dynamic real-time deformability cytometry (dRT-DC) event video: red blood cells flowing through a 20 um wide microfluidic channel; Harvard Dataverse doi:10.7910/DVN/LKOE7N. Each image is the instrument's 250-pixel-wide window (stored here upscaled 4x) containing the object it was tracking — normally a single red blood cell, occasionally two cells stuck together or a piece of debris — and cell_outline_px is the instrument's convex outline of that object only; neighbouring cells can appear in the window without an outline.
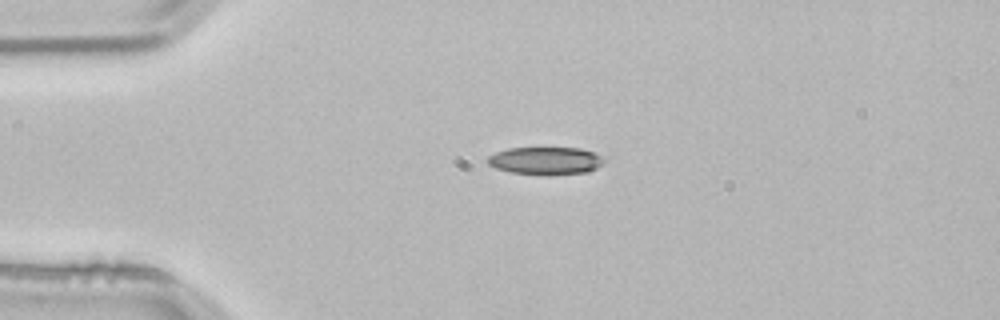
{"species": "common noctule bat (a hibernating species)", "species_latin": "Nyctalus noctula", "temperature_condition": "room temperature", "stored_images_in_passage": 3, "camera_frame_rate_fps": 3000, "um_per_image_px": 0.085, "animal": {"sex": "male", "body_mass_g": 21.5, "forearm_length_mm": 52.0}, "frame": {"image": 1, "passage_image": 2, "time_ms": 0.333, "image_size_px": [1000, 320], "cell_outline_px": [[604, 164], [596, 168], [584, 172], [548, 176], [544, 176], [508, 172], [496, 168], [488, 164], [488, 156], [496, 152], [508, 148], [580, 148], [596, 152], [604, 160]], "centroid_in_image_um": [46.37, 13.67], "position_along_channel_um": 38.6, "area_um2": 19.02}}
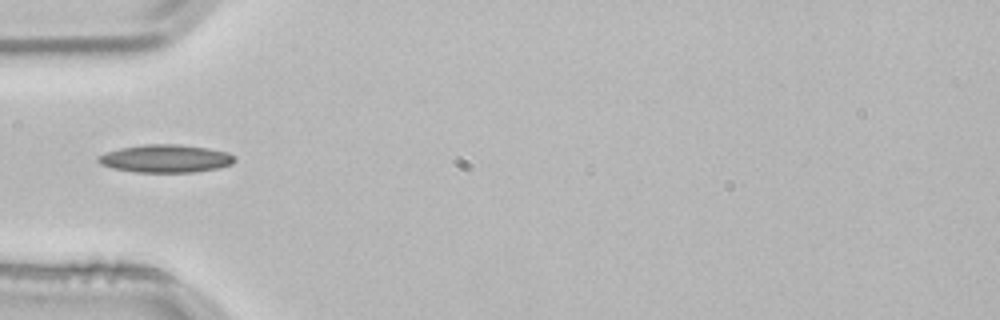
{"frame": {"image": 2, "passage_image": 3, "time_ms": 0.667, "image_size_px": [1000, 320], "cell_outline_px": [[236, 160], [232, 164], [220, 168], [192, 172], [136, 172], [112, 168], [100, 164], [96, 160], [96, 156], [104, 152], [120, 148], [144, 144], [176, 144], [208, 148], [228, 152], [236, 156]], "centroid_in_image_um": [14.07, 13.47], "position_along_channel_um": 70.9, "area_um2": 22.43}}